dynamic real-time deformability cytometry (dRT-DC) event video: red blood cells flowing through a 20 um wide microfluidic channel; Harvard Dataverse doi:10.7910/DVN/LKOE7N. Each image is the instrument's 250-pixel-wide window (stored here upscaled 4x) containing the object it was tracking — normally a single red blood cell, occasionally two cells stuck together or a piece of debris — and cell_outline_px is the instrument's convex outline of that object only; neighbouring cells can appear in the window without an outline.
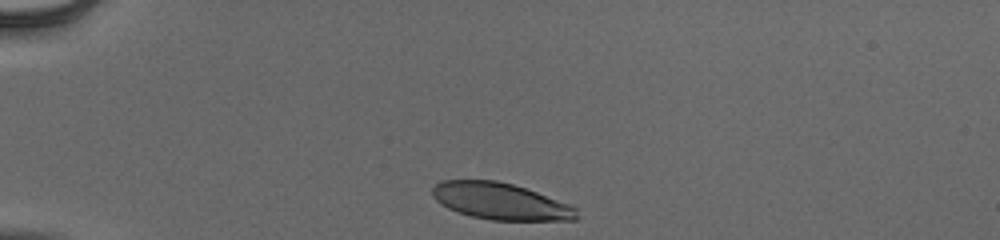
{"species": "human", "species_latin": "Homo sapiens", "temperature_condition": "cold", "stored_images_in_passage": 33, "camera_frame_rate_fps": 3000, "um_per_image_px": 0.085, "donor": {"sex": "male"}, "frame": {"image": 1, "passage_image": 1, "time_ms": 0.0, "image_size_px": [1000, 240], "cell_outline_px": [[580, 216], [576, 220], [492, 220], [472, 216], [448, 208], [440, 204], [432, 196], [432, 188], [440, 180], [496, 180], [512, 184], [536, 192], [568, 204], [576, 208]], "centroid_in_image_um": [42.53, 17.11], "position_along_channel_um": 42.5, "area_um2": 30.63}}
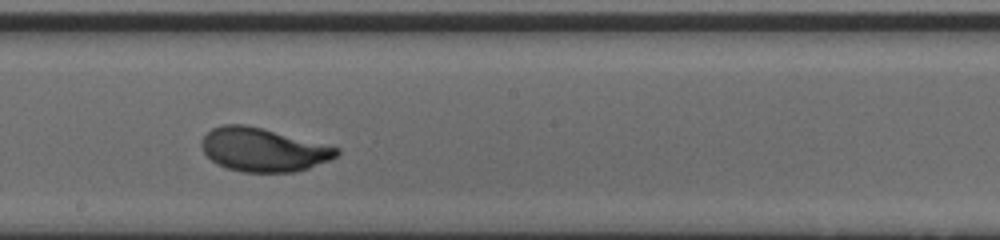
{"frame": {"image": 2, "passage_image": 19, "time_ms": 6.0, "image_size_px": [1000, 240], "cell_outline_px": [[340, 152], [332, 160], [296, 172], [244, 172], [228, 168], [216, 164], [204, 152], [200, 144], [200, 140], [212, 128], [224, 124], [244, 124], [340, 148]], "centroid_in_image_um": [22.36, 12.74], "position_along_channel_um": 225.8, "area_um2": 34.04}}
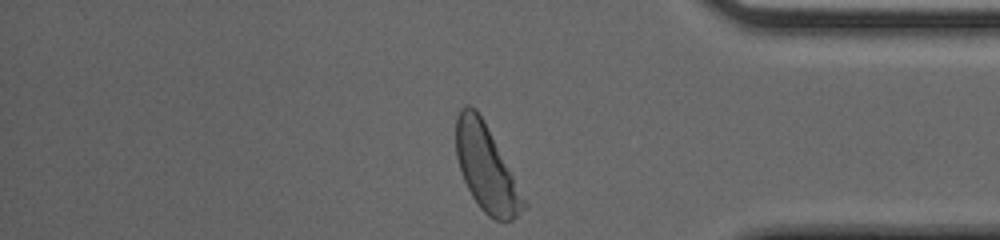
{"frame": {"image": 3, "passage_image": 33, "time_ms": 10.667, "image_size_px": [1000, 240], "cell_outline_px": [[528, 208], [512, 220], [496, 220], [488, 216], [480, 208], [472, 196], [464, 180], [456, 156], [456, 116], [460, 108], [464, 104], [468, 104], [476, 108], [528, 204]], "centroid_in_image_um": [41.31, 14.31], "position_along_channel_um": 393.9, "area_um2": 33.23}, "authors_computed_cell_mechanics": {"area_um2": 33.813, "velocity_mm_per_s": 3.9031, "shape_relaxation_time_tau1_ms": 2.2401, "shape_relaxation_time_tau2_ms": null, "deformation_change_tau1": 0.148, "deformation_change_tau2": null}}